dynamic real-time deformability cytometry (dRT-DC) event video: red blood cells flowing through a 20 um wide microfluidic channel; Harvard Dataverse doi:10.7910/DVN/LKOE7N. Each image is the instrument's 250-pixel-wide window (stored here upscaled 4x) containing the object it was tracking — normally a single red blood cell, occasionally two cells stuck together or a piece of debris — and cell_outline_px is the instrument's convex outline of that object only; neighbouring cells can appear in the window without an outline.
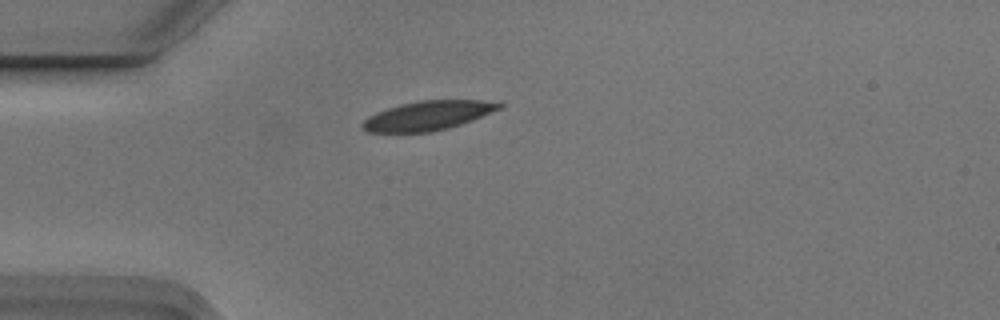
{"species": "Egyptian fruit bat (a non-hibernating species)", "species_latin": "Rousettus aegyptiacus", "temperature_condition": "cold", "stored_images_in_passage": 2, "camera_frame_rate_fps": 3000, "um_per_image_px": 0.085, "animal": {"sex": "male"}, "frame": {"image": 1, "passage_image": 1, "time_ms": 0.0, "image_size_px": [1000, 320], "cell_outline_px": [[504, 104], [500, 108], [472, 120], [448, 128], [432, 132], [368, 132], [360, 124], [368, 116], [376, 112], [400, 104], [420, 100], [480, 100]], "centroid_in_image_um": [36.33, 9.82], "position_along_channel_um": 48.7, "area_um2": 23.06}}